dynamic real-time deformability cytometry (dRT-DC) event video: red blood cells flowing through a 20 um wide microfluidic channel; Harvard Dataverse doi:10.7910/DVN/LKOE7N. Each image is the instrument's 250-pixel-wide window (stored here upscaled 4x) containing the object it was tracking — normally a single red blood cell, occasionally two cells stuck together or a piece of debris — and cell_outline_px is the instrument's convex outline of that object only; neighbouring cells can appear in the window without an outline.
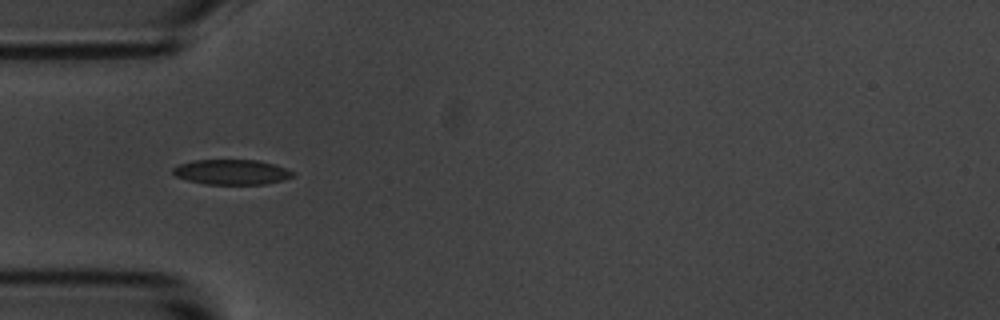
{"species": "common noctule bat (a hibernating species)", "species_latin": "Nyctalus noctula", "temperature_condition": "room temperature", "stored_images_in_passage": 9, "camera_frame_rate_fps": 3000, "um_per_image_px": 0.085, "animal": {"sex": "male", "body_mass_g": 20.1, "forearm_length_mm": 53.5}, "frame": {"image": 1, "passage_image": 1, "time_ms": 0.0, "image_size_px": [1000, 320], "cell_outline_px": [[292, 176], [284, 180], [264, 184], [204, 184], [188, 180], [176, 176], [172, 172], [172, 168], [180, 164], [192, 160], [256, 160], [272, 164], [284, 168], [292, 172]], "centroid_in_image_um": [19.63, 14.62], "position_along_channel_um": 65.4, "area_um2": 17.28}}
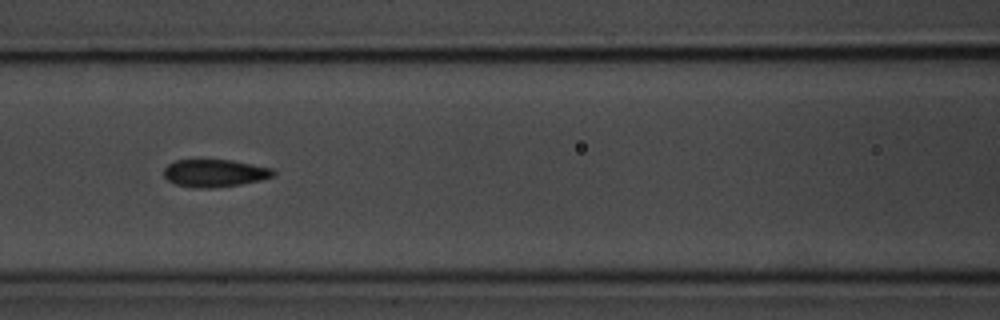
{"frame": {"image": 2, "passage_image": 3, "time_ms": 2.333, "image_size_px": [1000, 320], "cell_outline_px": [[276, 176], [260, 180], [240, 184], [212, 188], [192, 188], [176, 184], [168, 180], [164, 176], [164, 168], [168, 164], [176, 160], [232, 160], [272, 168], [276, 172]], "centroid_in_image_um": [18.26, 14.72], "position_along_channel_um": 148.3, "area_um2": 17.63}}
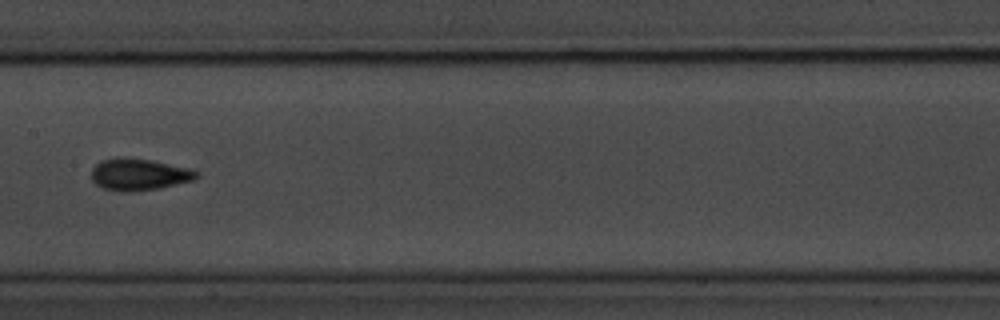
{"frame": {"image": 3, "passage_image": 4, "time_ms": 3.667, "image_size_px": [1000, 320], "cell_outline_px": [[200, 176], [192, 180], [160, 188], [132, 192], [120, 192], [104, 188], [96, 184], [92, 180], [92, 168], [100, 160], [152, 160], [192, 168], [200, 172]], "centroid_in_image_um": [11.88, 14.87], "position_along_channel_um": 195.5, "area_um2": 19.07}}